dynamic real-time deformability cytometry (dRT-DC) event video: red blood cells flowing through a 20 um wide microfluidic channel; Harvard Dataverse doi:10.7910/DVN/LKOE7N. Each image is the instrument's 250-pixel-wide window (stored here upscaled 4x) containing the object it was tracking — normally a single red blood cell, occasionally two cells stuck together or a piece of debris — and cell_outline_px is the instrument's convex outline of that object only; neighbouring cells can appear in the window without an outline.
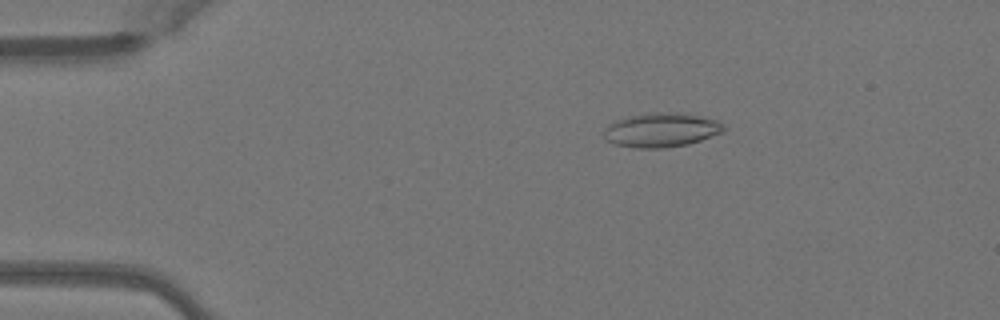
{"species": "Egyptian fruit bat (a non-hibernating species)", "species_latin": "Rousettus aegyptiacus", "temperature_condition": "warm", "stored_images_in_passage": 29, "camera_frame_rate_fps": 3000, "um_per_image_px": 0.085, "animal": {"sex": "female"}, "frame": {"image": 1, "passage_image": 9, "time_ms": 2.667, "image_size_px": [1000, 320], "cell_outline_px": [[724, 132], [688, 144], [664, 148], [636, 148], [616, 144], [604, 140], [604, 128], [608, 124], [616, 120], [632, 116], [656, 112], [672, 112], [700, 116], [716, 120], [724, 128]], "centroid_in_image_um": [56.17, 11.06], "position_along_channel_um": 28.8, "area_um2": 23.64}}
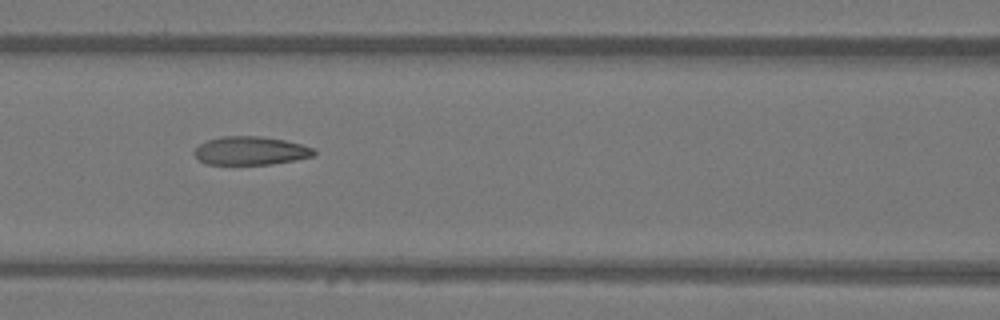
{"frame": {"image": 2, "passage_image": 22, "time_ms": 7.0, "image_size_px": [1000, 320], "cell_outline_px": [[316, 152], [312, 156], [296, 160], [272, 164], [204, 164], [192, 152], [200, 144], [208, 140], [220, 136], [260, 136], [284, 140], [316, 148]], "centroid_in_image_um": [21.3, 12.81], "position_along_channel_um": 145.3, "area_um2": 19.83}}
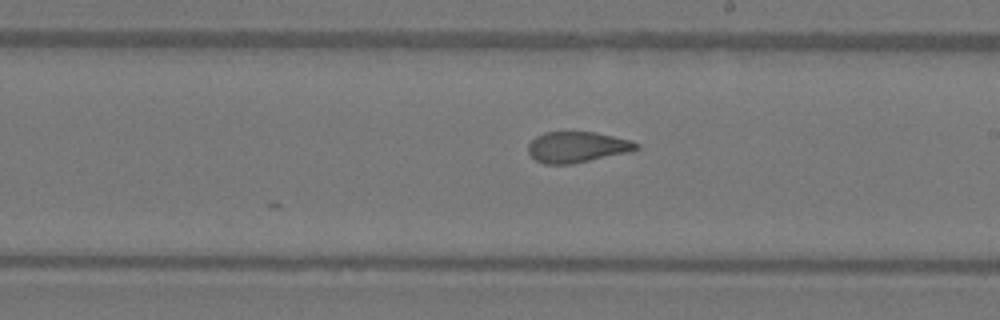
{"frame": {"image": 3, "passage_image": 29, "time_ms": 9.333, "image_size_px": [1000, 320], "cell_outline_px": [[640, 148], [632, 152], [572, 164], [544, 164], [536, 160], [528, 152], [528, 144], [536, 136], [544, 132], [592, 132], [632, 140], [640, 144]], "centroid_in_image_um": [49.09, 12.51], "position_along_channel_um": 239.9, "area_um2": 19.59}}